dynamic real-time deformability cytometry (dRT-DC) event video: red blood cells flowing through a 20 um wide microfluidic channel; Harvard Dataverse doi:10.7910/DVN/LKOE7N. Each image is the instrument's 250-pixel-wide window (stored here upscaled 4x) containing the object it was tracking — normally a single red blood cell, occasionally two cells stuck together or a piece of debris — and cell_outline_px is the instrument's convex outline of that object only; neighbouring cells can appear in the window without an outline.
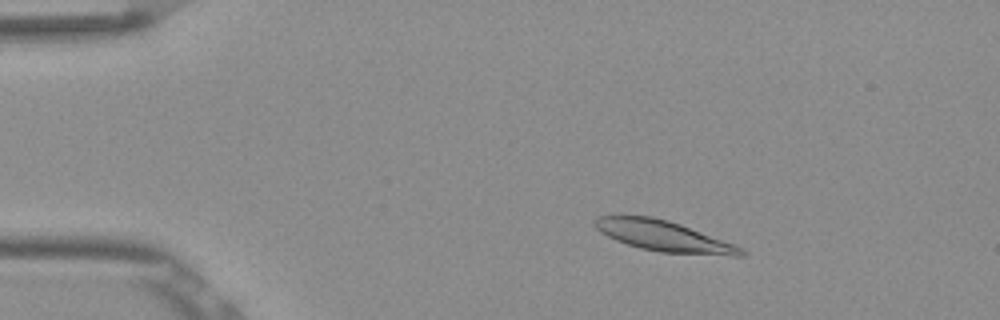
{"species": "Egyptian fruit bat (a non-hibernating species)", "species_latin": "Rousettus aegyptiacus", "temperature_condition": "room temperature", "stored_images_in_passage": 52, "camera_frame_rate_fps": 3000, "um_per_image_px": 0.085, "frame": {"image": 1, "passage_image": 8, "time_ms": 2.333, "image_size_px": [1000, 320], "cell_outline_px": [[744, 256], [732, 256], [660, 252], [640, 248], [616, 240], [600, 232], [592, 224], [592, 220], [596, 216], [652, 216], [668, 220], [680, 224], [732, 244], [740, 248], [744, 252]], "centroid_in_image_um": [56.33, 20.06], "position_along_channel_um": 28.7, "area_um2": 25.72}}
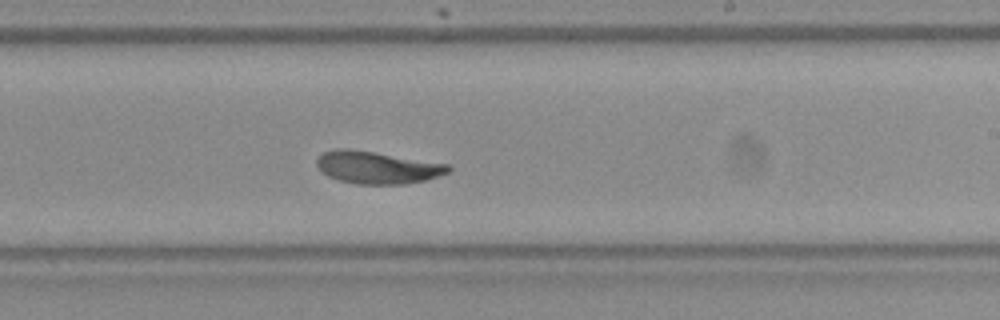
{"frame": {"image": 2, "passage_image": 31, "time_ms": 10.0, "image_size_px": [1000, 320], "cell_outline_px": [[452, 168], [448, 172], [424, 180], [404, 184], [356, 184], [340, 180], [328, 176], [320, 172], [316, 164], [316, 160], [324, 152], [336, 148], [348, 148], [448, 164]], "centroid_in_image_um": [32.01, 14.23], "position_along_channel_um": 257.0, "area_um2": 24.57}}
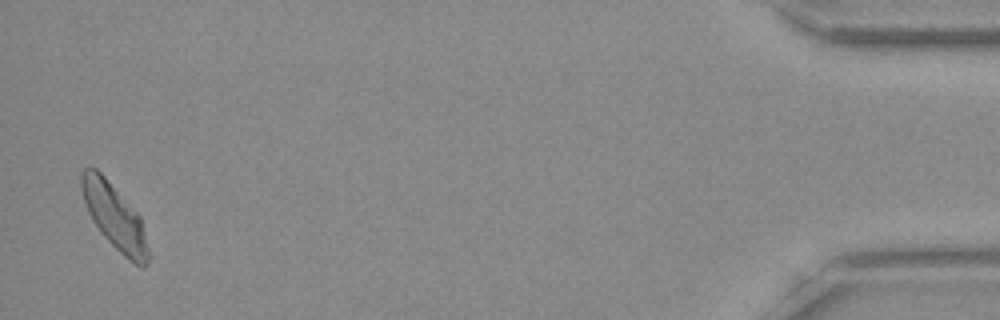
{"frame": {"image": 3, "passage_image": 51, "time_ms": 16.667, "image_size_px": [1000, 320], "cell_outline_px": [[152, 256], [144, 268], [140, 268], [128, 260], [100, 232], [88, 212], [84, 200], [80, 184], [80, 172], [84, 168], [96, 168], [104, 176], [140, 216]], "centroid_in_image_um": [9.77, 18.47], "position_along_channel_um": 425.4, "area_um2": 25.43}, "authors_computed_cell_mechanics": {"area_um2": 25.1719, "velocity_mm_per_s": 3.8117, "shape_relaxation_time_tau1_ms": 4.7308, "shape_relaxation_time_tau2_ms": 1.6958, "deformation_change_tau1": 0.1484, "deformation_change_tau2": 0.0618}}